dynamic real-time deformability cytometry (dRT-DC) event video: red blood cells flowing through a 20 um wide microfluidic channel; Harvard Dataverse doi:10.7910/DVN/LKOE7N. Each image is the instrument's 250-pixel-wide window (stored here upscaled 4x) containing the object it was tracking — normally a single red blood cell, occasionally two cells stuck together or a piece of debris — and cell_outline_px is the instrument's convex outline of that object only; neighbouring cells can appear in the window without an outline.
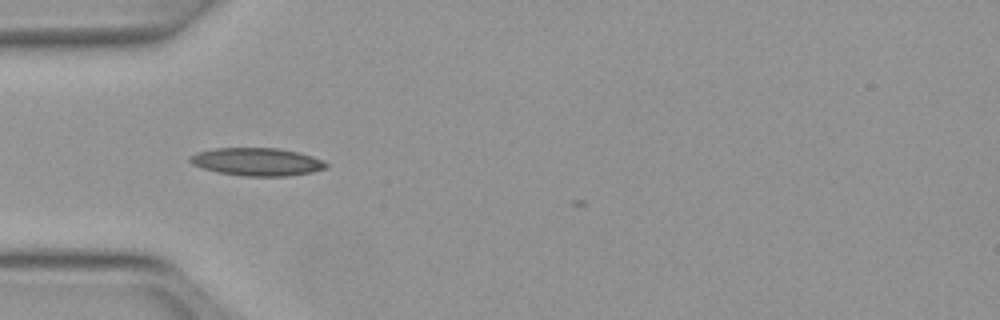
{"species": "Egyptian fruit bat (a non-hibernating species)", "species_latin": "Rousettus aegyptiacus", "temperature_condition": "warm", "stored_images_in_passage": 9, "camera_frame_rate_fps": 3000, "um_per_image_px": 0.085, "animal": {"sex": "female"}, "frame": {"image": 1, "passage_image": 7, "time_ms": 2.0, "image_size_px": [1000, 320], "cell_outline_px": [[328, 168], [312, 172], [288, 176], [244, 176], [216, 172], [192, 164], [188, 160], [196, 152], [216, 148], [280, 148], [312, 156], [324, 160], [328, 164]], "centroid_in_image_um": [21.88, 13.75], "position_along_channel_um": 63.1, "area_um2": 22.14}}